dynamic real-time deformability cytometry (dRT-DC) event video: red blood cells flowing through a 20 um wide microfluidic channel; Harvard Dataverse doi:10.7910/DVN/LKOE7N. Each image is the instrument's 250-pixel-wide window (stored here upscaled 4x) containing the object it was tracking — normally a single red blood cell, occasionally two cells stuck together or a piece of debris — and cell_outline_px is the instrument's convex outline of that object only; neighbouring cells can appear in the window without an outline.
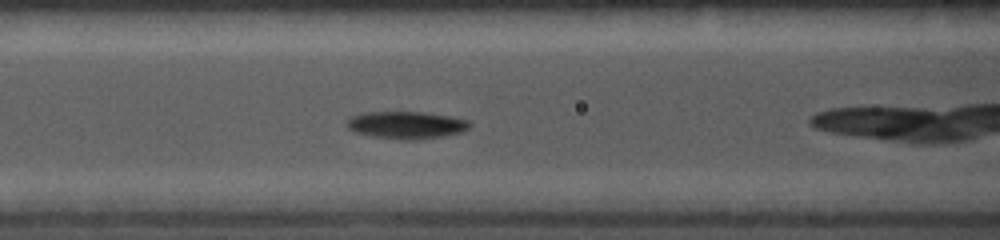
{"species": "common noctule bat (a hibernating species)", "species_latin": "Nyctalus noctula", "temperature_condition": "cold", "stored_images_in_passage": 52, "camera_frame_rate_fps": 5000, "um_per_image_px": 0.085, "animal": {"sex": "female", "body_mass_g": 19.0, "forearm_length_mm": 56.7}, "frame": {"image": 1, "passage_image": 7, "time_ms": 1.6, "image_size_px": [1000, 240], "cell_outline_px": [[472, 124], [468, 128], [460, 132], [444, 136], [408, 140], [404, 140], [372, 136], [356, 132], [348, 128], [344, 124], [348, 116], [364, 112], [424, 112], [452, 116], [468, 120]], "centroid_in_image_um": [34.5, 10.61], "position_along_channel_um": 132.1, "area_um2": 19.71}}
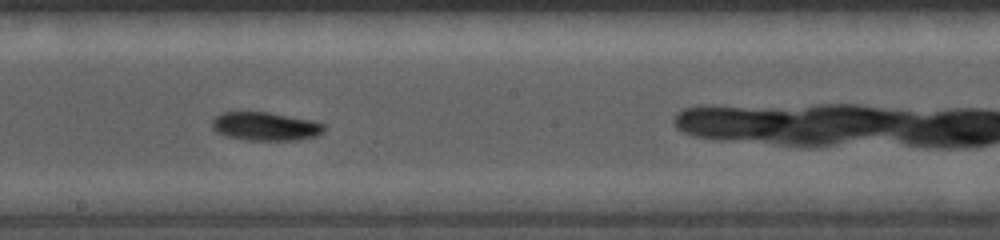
{"frame": {"image": 2, "passage_image": 19, "time_ms": 3.6, "image_size_px": [1000, 240], "cell_outline_px": [[324, 132], [316, 136], [296, 140], [248, 140], [224, 136], [216, 132], [212, 128], [212, 120], [220, 112], [268, 112], [312, 120], [324, 124]], "centroid_in_image_um": [22.53, 10.74], "position_along_channel_um": 225.7, "area_um2": 18.67}}
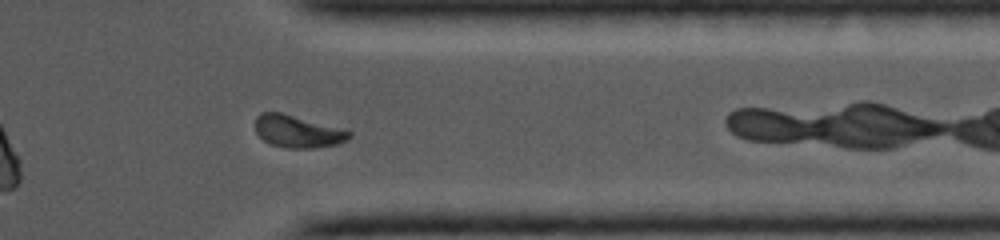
{"frame": {"image": 3, "passage_image": 41, "time_ms": 7.0, "image_size_px": [1000, 240], "cell_outline_px": [[352, 136], [336, 144], [312, 148], [284, 148], [268, 144], [256, 132], [256, 116], [260, 112], [280, 112], [348, 128], [352, 132]], "centroid_in_image_um": [25.34, 11.16], "position_along_channel_um": 386.1, "area_um2": 18.09}}